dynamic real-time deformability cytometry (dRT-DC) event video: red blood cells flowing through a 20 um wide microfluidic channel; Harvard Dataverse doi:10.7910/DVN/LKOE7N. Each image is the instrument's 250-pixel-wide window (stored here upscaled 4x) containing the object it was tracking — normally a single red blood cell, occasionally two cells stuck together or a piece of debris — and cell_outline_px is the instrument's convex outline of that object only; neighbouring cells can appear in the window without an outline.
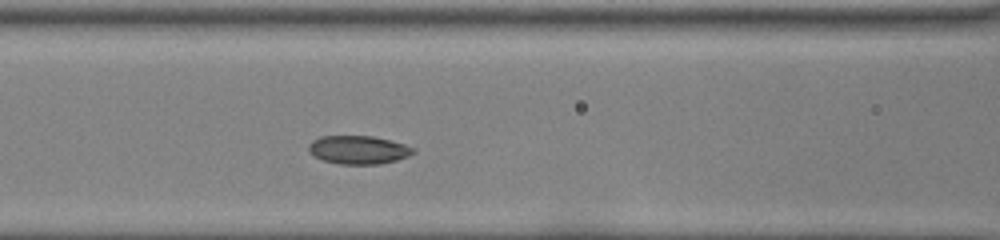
{"species": "common noctule bat (a hibernating species)", "species_latin": "Nyctalus noctula", "temperature_condition": "room temperature", "stored_images_in_passage": 44, "segment_of_instrument_passage": [2, 2], "camera_frame_rate_fps": 3000, "um_per_image_px": 0.085, "animal": {"sex": "female", "body_mass_g": 22.0, "forearm_length_mm": 56.7}, "frame": {"image": 1, "passage_image": 16, "time_ms": 5.0, "image_size_px": [1000, 240], "cell_outline_px": [[416, 152], [408, 156], [396, 160], [380, 164], [340, 164], [324, 160], [308, 152], [308, 144], [312, 140], [320, 136], [372, 136], [404, 144], [416, 148]], "centroid_in_image_um": [30.47, 12.73], "position_along_channel_um": 136.1, "area_um2": 17.28}}
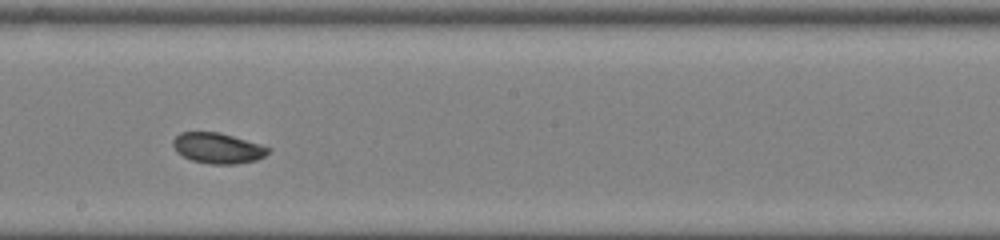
{"frame": {"image": 2, "passage_image": 23, "time_ms": 7.333, "image_size_px": [1000, 240], "cell_outline_px": [[272, 148], [264, 156], [256, 160], [236, 164], [208, 164], [192, 160], [176, 152], [172, 144], [172, 140], [180, 132], [216, 132], [232, 136], [260, 144]], "centroid_in_image_um": [18.49, 12.59], "position_along_channel_um": 229.7, "area_um2": 16.88}}
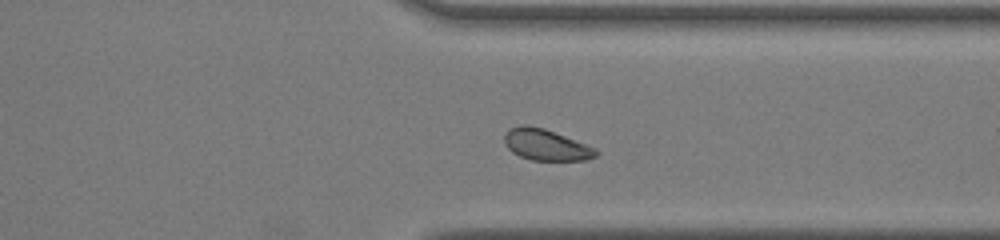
{"frame": {"image": 3, "passage_image": 33, "time_ms": 10.667, "image_size_px": [1000, 240], "cell_outline_px": [[600, 152], [596, 156], [584, 160], [532, 160], [520, 156], [512, 152], [504, 144], [504, 136], [508, 128], [520, 124], [528, 124], [544, 128], [596, 148]], "centroid_in_image_um": [46.37, 12.29], "position_along_channel_um": 365.0, "area_um2": 16.76}}